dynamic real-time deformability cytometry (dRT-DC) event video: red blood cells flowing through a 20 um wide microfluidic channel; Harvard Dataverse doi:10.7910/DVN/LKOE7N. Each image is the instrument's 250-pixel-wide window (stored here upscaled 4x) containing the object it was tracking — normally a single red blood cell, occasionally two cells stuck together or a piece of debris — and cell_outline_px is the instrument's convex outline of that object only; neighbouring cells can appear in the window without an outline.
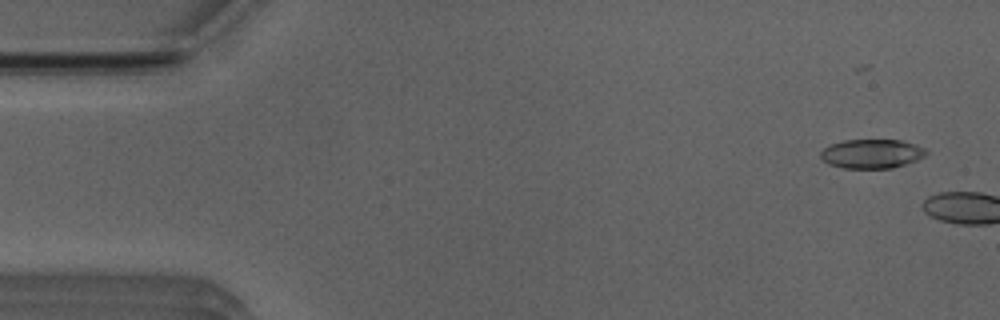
{"species": "Egyptian fruit bat (a non-hibernating species)", "species_latin": "Rousettus aegyptiacus", "temperature_condition": "room temperature", "stored_images_in_passage": 5, "camera_frame_rate_fps": 3000, "um_per_image_px": 0.085, "animal": {"sex": "male"}, "frame": {"image": 1, "passage_image": 3, "time_ms": 0.667, "image_size_px": [1000, 320], "cell_outline_px": [[928, 152], [924, 156], [916, 160], [892, 168], [844, 168], [828, 164], [820, 156], [820, 152], [824, 148], [832, 144], [844, 140], [900, 140], [916, 144], [924, 148]], "centroid_in_image_um": [74.1, 13.06], "position_along_channel_um": 10.9, "area_um2": 17.8}}